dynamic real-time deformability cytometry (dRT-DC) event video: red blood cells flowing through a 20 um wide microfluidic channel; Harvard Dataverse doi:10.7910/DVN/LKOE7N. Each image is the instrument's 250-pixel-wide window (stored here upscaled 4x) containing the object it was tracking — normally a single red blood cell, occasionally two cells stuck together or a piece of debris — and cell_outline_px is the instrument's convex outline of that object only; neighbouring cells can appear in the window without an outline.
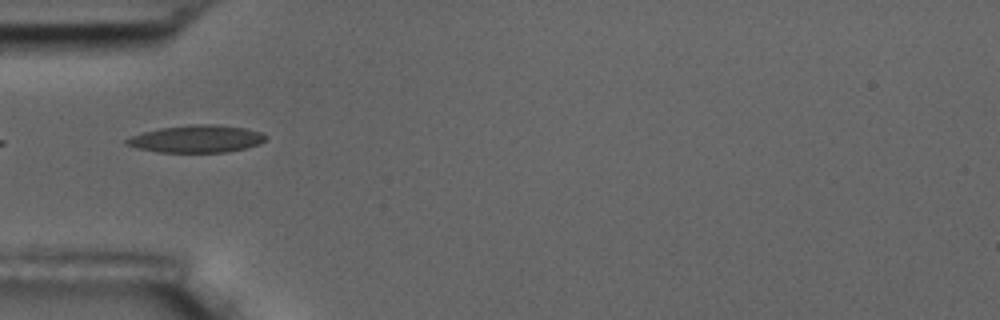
{"species": "common noctule bat (a hibernating species)", "species_latin": "Nyctalus noctula", "temperature_condition": "room temperature", "stored_images_in_passage": 2, "camera_frame_rate_fps": 3000, "um_per_image_px": 0.085, "animal": {"sex": "male", "body_mass_g": 17.5, "forearm_length_mm": 52.3}, "frame": {"image": 1, "passage_image": 2, "time_ms": 1.333, "image_size_px": [1000, 320], "cell_outline_px": [[268, 136], [260, 144], [228, 152], [156, 152], [136, 148], [124, 144], [124, 140], [132, 136], [144, 132], [160, 128], [192, 124], [212, 124], [244, 128], [260, 132]], "centroid_in_image_um": [16.68, 11.81], "position_along_channel_um": 68.3, "area_um2": 22.14}}